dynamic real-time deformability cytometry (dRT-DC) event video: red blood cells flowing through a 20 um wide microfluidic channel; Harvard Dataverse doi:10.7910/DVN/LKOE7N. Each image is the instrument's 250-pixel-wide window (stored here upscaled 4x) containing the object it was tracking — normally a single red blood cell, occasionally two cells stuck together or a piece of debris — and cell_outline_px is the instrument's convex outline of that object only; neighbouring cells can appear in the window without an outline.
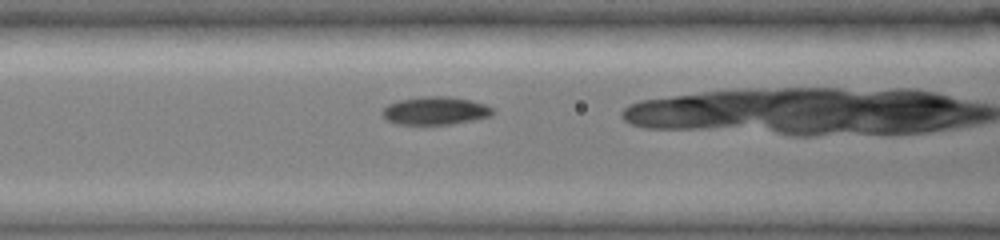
{"species": "common noctule bat (a hibernating species)", "species_latin": "Nyctalus noctula", "temperature_condition": "cold", "stored_images_in_passage": 34, "camera_frame_rate_fps": 3000, "um_per_image_px": 0.085, "animal": {"sex": "female", "body_mass_g": 19.0, "forearm_length_mm": 51.5}, "frame": {"image": 1, "passage_image": 14, "time_ms": 4.333, "image_size_px": [1000, 240], "cell_outline_px": [[496, 112], [492, 116], [452, 124], [396, 124], [384, 120], [380, 112], [388, 104], [400, 100], [420, 96], [448, 96], [472, 100], [484, 104], [492, 108]], "centroid_in_image_um": [36.98, 9.41], "position_along_channel_um": 129.6, "area_um2": 18.26}}
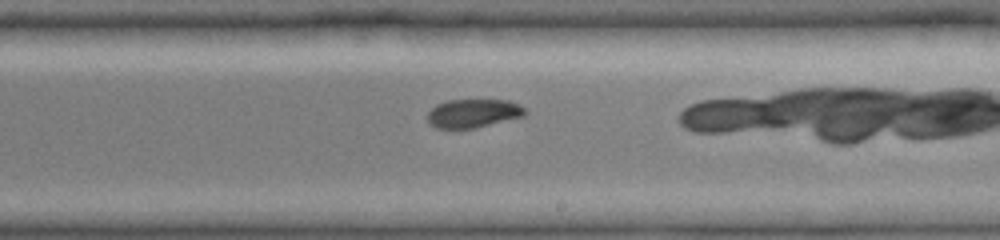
{"frame": {"image": 2, "passage_image": 23, "time_ms": 7.333, "image_size_px": [1000, 240], "cell_outline_px": [[528, 112], [524, 116], [476, 128], [436, 128], [428, 124], [428, 112], [436, 104], [448, 100], [508, 100], [524, 108]], "centroid_in_image_um": [40.21, 9.63], "position_along_channel_um": 248.8, "area_um2": 16.24}}
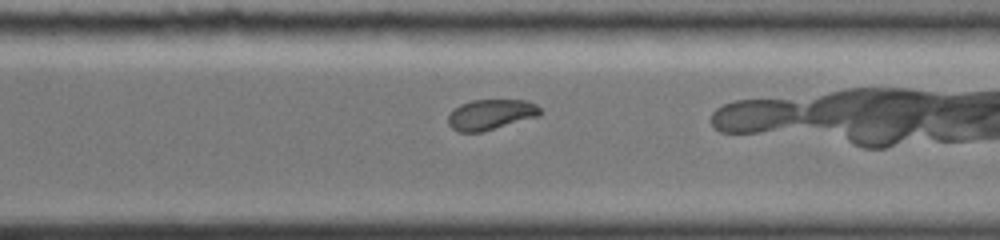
{"frame": {"image": 3, "passage_image": 29, "time_ms": 9.333, "image_size_px": [1000, 240], "cell_outline_px": [[540, 116], [480, 132], [460, 132], [452, 128], [448, 124], [448, 116], [460, 104], [472, 100], [528, 100], [536, 104], [540, 108]], "centroid_in_image_um": [41.73, 9.73], "position_along_channel_um": 328.9, "area_um2": 16.18}}